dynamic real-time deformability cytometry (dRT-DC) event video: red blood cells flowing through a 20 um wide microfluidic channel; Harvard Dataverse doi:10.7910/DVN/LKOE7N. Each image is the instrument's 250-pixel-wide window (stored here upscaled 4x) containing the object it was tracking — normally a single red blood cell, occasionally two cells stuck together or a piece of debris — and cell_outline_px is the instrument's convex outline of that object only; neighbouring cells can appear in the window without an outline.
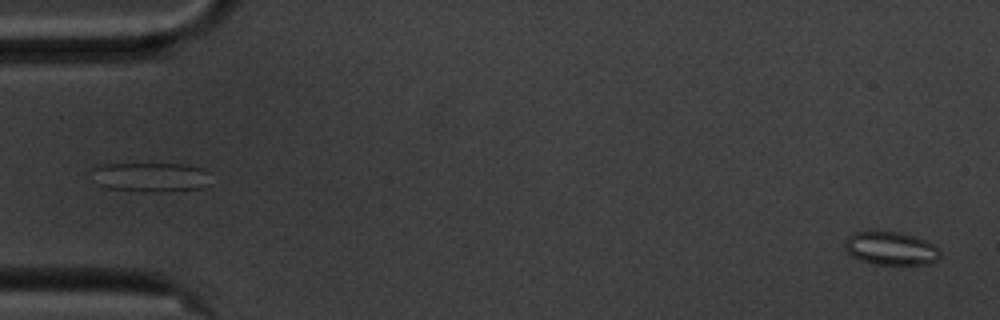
{"species": "common noctule bat (a hibernating species)", "species_latin": "Nyctalus noctula", "temperature_condition": "cold", "stored_images_in_passage": 57, "segment_of_instrument_passage": [1, 2], "camera_frame_rate_fps": 3000, "um_per_image_px": 0.085, "animal": {"sex": "male", "body_mass_g": 20.1, "forearm_length_mm": 53.5}, "frame": {"image": 1, "passage_image": 1, "time_ms": 0.0, "image_size_px": [1000, 320], "cell_outline_px": [[940, 256], [936, 260], [928, 264], [872, 264], [860, 260], [852, 256], [844, 248], [844, 240], [848, 236], [856, 232], [896, 232], [912, 236], [924, 240], [932, 244], [940, 252]], "centroid_in_image_um": [75.68, 21.13], "position_along_channel_um": 9.3, "area_um2": 18.15}}
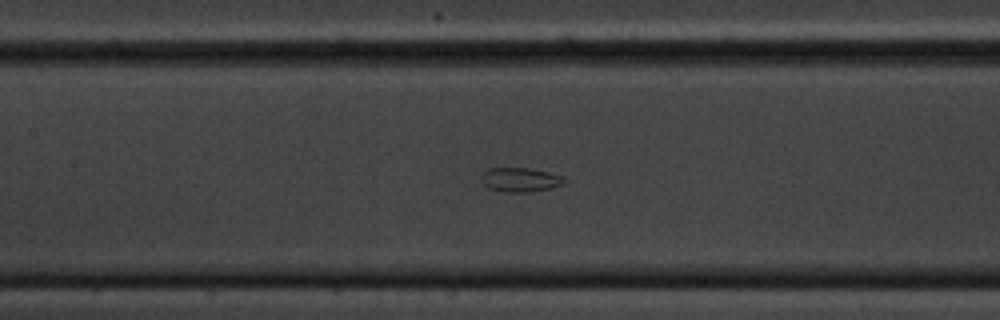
{"frame": {"image": 2, "passage_image": 25, "time_ms": 8.0, "image_size_px": [1000, 320], "cell_outline_px": [[568, 180], [564, 184], [552, 188], [532, 192], [504, 192], [488, 188], [480, 180], [480, 176], [488, 168], [528, 168], [548, 172], [564, 176]], "centroid_in_image_um": [44.25, 15.28], "position_along_channel_um": 163.2, "area_um2": 11.96}}
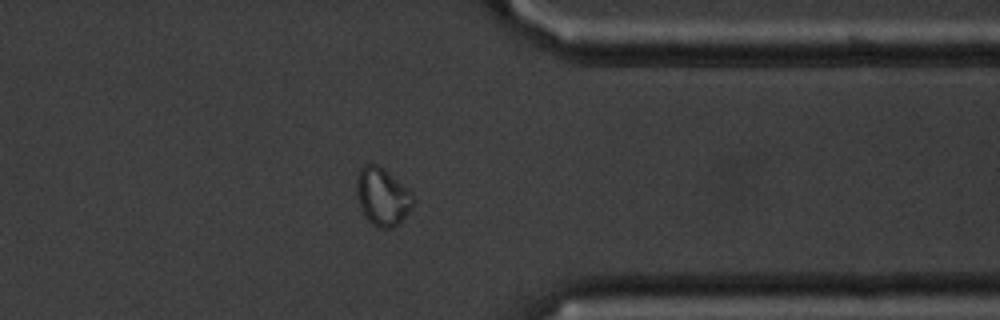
{"frame": {"image": 3, "passage_image": 44, "time_ms": 14.333, "image_size_px": [1000, 320], "cell_outline_px": [[416, 200], [404, 216], [392, 228], [380, 228], [372, 224], [364, 216], [360, 208], [356, 196], [356, 176], [360, 168], [364, 164], [376, 164], [388, 172], [412, 192]], "centroid_in_image_um": [32.47, 16.7], "position_along_channel_um": 378.9, "area_um2": 19.02}}